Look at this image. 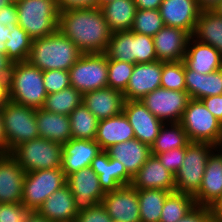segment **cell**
Segmentation results:
<instances>
[{
	"mask_svg": "<svg viewBox=\"0 0 222 222\" xmlns=\"http://www.w3.org/2000/svg\"><path fill=\"white\" fill-rule=\"evenodd\" d=\"M57 30L82 53H104L112 33L100 7L60 12Z\"/></svg>",
	"mask_w": 222,
	"mask_h": 222,
	"instance_id": "cell-1",
	"label": "cell"
},
{
	"mask_svg": "<svg viewBox=\"0 0 222 222\" xmlns=\"http://www.w3.org/2000/svg\"><path fill=\"white\" fill-rule=\"evenodd\" d=\"M82 54L69 38L56 30L49 36L32 41L27 61L42 71H69Z\"/></svg>",
	"mask_w": 222,
	"mask_h": 222,
	"instance_id": "cell-2",
	"label": "cell"
},
{
	"mask_svg": "<svg viewBox=\"0 0 222 222\" xmlns=\"http://www.w3.org/2000/svg\"><path fill=\"white\" fill-rule=\"evenodd\" d=\"M9 100L31 108H42L47 97L43 71L28 61L13 63L8 81Z\"/></svg>",
	"mask_w": 222,
	"mask_h": 222,
	"instance_id": "cell-3",
	"label": "cell"
},
{
	"mask_svg": "<svg viewBox=\"0 0 222 222\" xmlns=\"http://www.w3.org/2000/svg\"><path fill=\"white\" fill-rule=\"evenodd\" d=\"M18 25L34 40L57 30L59 11L56 0H15Z\"/></svg>",
	"mask_w": 222,
	"mask_h": 222,
	"instance_id": "cell-4",
	"label": "cell"
},
{
	"mask_svg": "<svg viewBox=\"0 0 222 222\" xmlns=\"http://www.w3.org/2000/svg\"><path fill=\"white\" fill-rule=\"evenodd\" d=\"M190 142L222 146V123L201 100L190 99L180 121Z\"/></svg>",
	"mask_w": 222,
	"mask_h": 222,
	"instance_id": "cell-5",
	"label": "cell"
},
{
	"mask_svg": "<svg viewBox=\"0 0 222 222\" xmlns=\"http://www.w3.org/2000/svg\"><path fill=\"white\" fill-rule=\"evenodd\" d=\"M62 154V144L40 137L19 144L10 152L25 173L61 168Z\"/></svg>",
	"mask_w": 222,
	"mask_h": 222,
	"instance_id": "cell-6",
	"label": "cell"
},
{
	"mask_svg": "<svg viewBox=\"0 0 222 222\" xmlns=\"http://www.w3.org/2000/svg\"><path fill=\"white\" fill-rule=\"evenodd\" d=\"M7 154L19 144L39 138L36 109L9 100L2 108Z\"/></svg>",
	"mask_w": 222,
	"mask_h": 222,
	"instance_id": "cell-7",
	"label": "cell"
},
{
	"mask_svg": "<svg viewBox=\"0 0 222 222\" xmlns=\"http://www.w3.org/2000/svg\"><path fill=\"white\" fill-rule=\"evenodd\" d=\"M216 148L210 143L190 142L175 176V191L194 196L200 189L208 157Z\"/></svg>",
	"mask_w": 222,
	"mask_h": 222,
	"instance_id": "cell-8",
	"label": "cell"
},
{
	"mask_svg": "<svg viewBox=\"0 0 222 222\" xmlns=\"http://www.w3.org/2000/svg\"><path fill=\"white\" fill-rule=\"evenodd\" d=\"M71 87L81 94L108 86V58L105 53H83L69 69Z\"/></svg>",
	"mask_w": 222,
	"mask_h": 222,
	"instance_id": "cell-9",
	"label": "cell"
},
{
	"mask_svg": "<svg viewBox=\"0 0 222 222\" xmlns=\"http://www.w3.org/2000/svg\"><path fill=\"white\" fill-rule=\"evenodd\" d=\"M67 177L61 168L27 172L23 182L21 203L35 212L54 192L66 185Z\"/></svg>",
	"mask_w": 222,
	"mask_h": 222,
	"instance_id": "cell-10",
	"label": "cell"
},
{
	"mask_svg": "<svg viewBox=\"0 0 222 222\" xmlns=\"http://www.w3.org/2000/svg\"><path fill=\"white\" fill-rule=\"evenodd\" d=\"M191 98L186 91L157 88L141 101L163 123L180 122Z\"/></svg>",
	"mask_w": 222,
	"mask_h": 222,
	"instance_id": "cell-11",
	"label": "cell"
},
{
	"mask_svg": "<svg viewBox=\"0 0 222 222\" xmlns=\"http://www.w3.org/2000/svg\"><path fill=\"white\" fill-rule=\"evenodd\" d=\"M66 184L73 194L77 213L101 203L105 195L100 187L98 175L90 166L67 176Z\"/></svg>",
	"mask_w": 222,
	"mask_h": 222,
	"instance_id": "cell-12",
	"label": "cell"
},
{
	"mask_svg": "<svg viewBox=\"0 0 222 222\" xmlns=\"http://www.w3.org/2000/svg\"><path fill=\"white\" fill-rule=\"evenodd\" d=\"M123 113L133 127L135 138L151 147L164 123L141 100H125Z\"/></svg>",
	"mask_w": 222,
	"mask_h": 222,
	"instance_id": "cell-13",
	"label": "cell"
},
{
	"mask_svg": "<svg viewBox=\"0 0 222 222\" xmlns=\"http://www.w3.org/2000/svg\"><path fill=\"white\" fill-rule=\"evenodd\" d=\"M101 204L111 219L140 222L138 189L131 185L105 193Z\"/></svg>",
	"mask_w": 222,
	"mask_h": 222,
	"instance_id": "cell-14",
	"label": "cell"
},
{
	"mask_svg": "<svg viewBox=\"0 0 222 222\" xmlns=\"http://www.w3.org/2000/svg\"><path fill=\"white\" fill-rule=\"evenodd\" d=\"M222 195V146L209 155L202 184L193 196L196 205L211 208Z\"/></svg>",
	"mask_w": 222,
	"mask_h": 222,
	"instance_id": "cell-15",
	"label": "cell"
},
{
	"mask_svg": "<svg viewBox=\"0 0 222 222\" xmlns=\"http://www.w3.org/2000/svg\"><path fill=\"white\" fill-rule=\"evenodd\" d=\"M165 26L194 34L201 9L196 0H163L159 7Z\"/></svg>",
	"mask_w": 222,
	"mask_h": 222,
	"instance_id": "cell-16",
	"label": "cell"
},
{
	"mask_svg": "<svg viewBox=\"0 0 222 222\" xmlns=\"http://www.w3.org/2000/svg\"><path fill=\"white\" fill-rule=\"evenodd\" d=\"M162 61L136 63L130 76L125 100H141L146 94L161 87Z\"/></svg>",
	"mask_w": 222,
	"mask_h": 222,
	"instance_id": "cell-17",
	"label": "cell"
},
{
	"mask_svg": "<svg viewBox=\"0 0 222 222\" xmlns=\"http://www.w3.org/2000/svg\"><path fill=\"white\" fill-rule=\"evenodd\" d=\"M90 167L98 175L99 184L104 193L129 186L133 179L124 165L118 160L109 158L105 150L92 160Z\"/></svg>",
	"mask_w": 222,
	"mask_h": 222,
	"instance_id": "cell-18",
	"label": "cell"
},
{
	"mask_svg": "<svg viewBox=\"0 0 222 222\" xmlns=\"http://www.w3.org/2000/svg\"><path fill=\"white\" fill-rule=\"evenodd\" d=\"M135 189L175 191V176L167 170L156 155H150L130 184Z\"/></svg>",
	"mask_w": 222,
	"mask_h": 222,
	"instance_id": "cell-19",
	"label": "cell"
},
{
	"mask_svg": "<svg viewBox=\"0 0 222 222\" xmlns=\"http://www.w3.org/2000/svg\"><path fill=\"white\" fill-rule=\"evenodd\" d=\"M102 151L95 140L70 139L62 144L61 169L65 176L91 166L92 160Z\"/></svg>",
	"mask_w": 222,
	"mask_h": 222,
	"instance_id": "cell-20",
	"label": "cell"
},
{
	"mask_svg": "<svg viewBox=\"0 0 222 222\" xmlns=\"http://www.w3.org/2000/svg\"><path fill=\"white\" fill-rule=\"evenodd\" d=\"M25 175L10 154H0V204L21 203Z\"/></svg>",
	"mask_w": 222,
	"mask_h": 222,
	"instance_id": "cell-21",
	"label": "cell"
},
{
	"mask_svg": "<svg viewBox=\"0 0 222 222\" xmlns=\"http://www.w3.org/2000/svg\"><path fill=\"white\" fill-rule=\"evenodd\" d=\"M191 35L180 28L164 26L153 36L158 61H183Z\"/></svg>",
	"mask_w": 222,
	"mask_h": 222,
	"instance_id": "cell-22",
	"label": "cell"
},
{
	"mask_svg": "<svg viewBox=\"0 0 222 222\" xmlns=\"http://www.w3.org/2000/svg\"><path fill=\"white\" fill-rule=\"evenodd\" d=\"M82 103L100 121L122 113L125 98L121 91L107 86L82 94Z\"/></svg>",
	"mask_w": 222,
	"mask_h": 222,
	"instance_id": "cell-23",
	"label": "cell"
},
{
	"mask_svg": "<svg viewBox=\"0 0 222 222\" xmlns=\"http://www.w3.org/2000/svg\"><path fill=\"white\" fill-rule=\"evenodd\" d=\"M185 65L198 73L208 74L222 68V56L209 44L190 37L184 56Z\"/></svg>",
	"mask_w": 222,
	"mask_h": 222,
	"instance_id": "cell-24",
	"label": "cell"
},
{
	"mask_svg": "<svg viewBox=\"0 0 222 222\" xmlns=\"http://www.w3.org/2000/svg\"><path fill=\"white\" fill-rule=\"evenodd\" d=\"M36 212L50 222H75L78 214L67 184L52 193Z\"/></svg>",
	"mask_w": 222,
	"mask_h": 222,
	"instance_id": "cell-25",
	"label": "cell"
},
{
	"mask_svg": "<svg viewBox=\"0 0 222 222\" xmlns=\"http://www.w3.org/2000/svg\"><path fill=\"white\" fill-rule=\"evenodd\" d=\"M105 151L109 158L120 161L132 177L151 155L150 146L136 138L111 145Z\"/></svg>",
	"mask_w": 222,
	"mask_h": 222,
	"instance_id": "cell-26",
	"label": "cell"
},
{
	"mask_svg": "<svg viewBox=\"0 0 222 222\" xmlns=\"http://www.w3.org/2000/svg\"><path fill=\"white\" fill-rule=\"evenodd\" d=\"M134 138L133 127L122 112L119 115L99 121L95 141L100 145L102 150H106L111 145Z\"/></svg>",
	"mask_w": 222,
	"mask_h": 222,
	"instance_id": "cell-27",
	"label": "cell"
},
{
	"mask_svg": "<svg viewBox=\"0 0 222 222\" xmlns=\"http://www.w3.org/2000/svg\"><path fill=\"white\" fill-rule=\"evenodd\" d=\"M36 122L40 138L60 144H65L72 139L68 115L57 114L39 108L36 109Z\"/></svg>",
	"mask_w": 222,
	"mask_h": 222,
	"instance_id": "cell-28",
	"label": "cell"
},
{
	"mask_svg": "<svg viewBox=\"0 0 222 222\" xmlns=\"http://www.w3.org/2000/svg\"><path fill=\"white\" fill-rule=\"evenodd\" d=\"M186 92L191 99L201 100L208 96L222 94V68L208 74H201L185 65Z\"/></svg>",
	"mask_w": 222,
	"mask_h": 222,
	"instance_id": "cell-29",
	"label": "cell"
},
{
	"mask_svg": "<svg viewBox=\"0 0 222 222\" xmlns=\"http://www.w3.org/2000/svg\"><path fill=\"white\" fill-rule=\"evenodd\" d=\"M110 31H130L137 11L134 0H113L100 6Z\"/></svg>",
	"mask_w": 222,
	"mask_h": 222,
	"instance_id": "cell-30",
	"label": "cell"
},
{
	"mask_svg": "<svg viewBox=\"0 0 222 222\" xmlns=\"http://www.w3.org/2000/svg\"><path fill=\"white\" fill-rule=\"evenodd\" d=\"M192 36L214 47L222 56V16L212 10H201Z\"/></svg>",
	"mask_w": 222,
	"mask_h": 222,
	"instance_id": "cell-31",
	"label": "cell"
},
{
	"mask_svg": "<svg viewBox=\"0 0 222 222\" xmlns=\"http://www.w3.org/2000/svg\"><path fill=\"white\" fill-rule=\"evenodd\" d=\"M190 143L180 122L164 123L155 142L151 145V154L156 155L172 149L186 147Z\"/></svg>",
	"mask_w": 222,
	"mask_h": 222,
	"instance_id": "cell-32",
	"label": "cell"
},
{
	"mask_svg": "<svg viewBox=\"0 0 222 222\" xmlns=\"http://www.w3.org/2000/svg\"><path fill=\"white\" fill-rule=\"evenodd\" d=\"M170 193L160 189H138L140 222H159L164 202Z\"/></svg>",
	"mask_w": 222,
	"mask_h": 222,
	"instance_id": "cell-33",
	"label": "cell"
},
{
	"mask_svg": "<svg viewBox=\"0 0 222 222\" xmlns=\"http://www.w3.org/2000/svg\"><path fill=\"white\" fill-rule=\"evenodd\" d=\"M72 139L95 140L99 120L81 103L69 115Z\"/></svg>",
	"mask_w": 222,
	"mask_h": 222,
	"instance_id": "cell-34",
	"label": "cell"
},
{
	"mask_svg": "<svg viewBox=\"0 0 222 222\" xmlns=\"http://www.w3.org/2000/svg\"><path fill=\"white\" fill-rule=\"evenodd\" d=\"M81 103L82 94L74 87H69L56 93L47 94L42 109L57 114L69 115Z\"/></svg>",
	"mask_w": 222,
	"mask_h": 222,
	"instance_id": "cell-35",
	"label": "cell"
},
{
	"mask_svg": "<svg viewBox=\"0 0 222 222\" xmlns=\"http://www.w3.org/2000/svg\"><path fill=\"white\" fill-rule=\"evenodd\" d=\"M104 53L108 59L134 63V32L117 31L111 33Z\"/></svg>",
	"mask_w": 222,
	"mask_h": 222,
	"instance_id": "cell-36",
	"label": "cell"
},
{
	"mask_svg": "<svg viewBox=\"0 0 222 222\" xmlns=\"http://www.w3.org/2000/svg\"><path fill=\"white\" fill-rule=\"evenodd\" d=\"M195 206L196 203L192 195L171 192L164 202L159 222H177Z\"/></svg>",
	"mask_w": 222,
	"mask_h": 222,
	"instance_id": "cell-37",
	"label": "cell"
},
{
	"mask_svg": "<svg viewBox=\"0 0 222 222\" xmlns=\"http://www.w3.org/2000/svg\"><path fill=\"white\" fill-rule=\"evenodd\" d=\"M10 31L5 42L6 55L13 63L27 61L33 39L19 25L10 26Z\"/></svg>",
	"mask_w": 222,
	"mask_h": 222,
	"instance_id": "cell-38",
	"label": "cell"
},
{
	"mask_svg": "<svg viewBox=\"0 0 222 222\" xmlns=\"http://www.w3.org/2000/svg\"><path fill=\"white\" fill-rule=\"evenodd\" d=\"M164 26L159 9H137L130 31L153 37Z\"/></svg>",
	"mask_w": 222,
	"mask_h": 222,
	"instance_id": "cell-39",
	"label": "cell"
},
{
	"mask_svg": "<svg viewBox=\"0 0 222 222\" xmlns=\"http://www.w3.org/2000/svg\"><path fill=\"white\" fill-rule=\"evenodd\" d=\"M161 88L186 91L184 61H162Z\"/></svg>",
	"mask_w": 222,
	"mask_h": 222,
	"instance_id": "cell-40",
	"label": "cell"
},
{
	"mask_svg": "<svg viewBox=\"0 0 222 222\" xmlns=\"http://www.w3.org/2000/svg\"><path fill=\"white\" fill-rule=\"evenodd\" d=\"M134 65L130 62L108 59V87L123 93L129 83Z\"/></svg>",
	"mask_w": 222,
	"mask_h": 222,
	"instance_id": "cell-41",
	"label": "cell"
},
{
	"mask_svg": "<svg viewBox=\"0 0 222 222\" xmlns=\"http://www.w3.org/2000/svg\"><path fill=\"white\" fill-rule=\"evenodd\" d=\"M134 64L157 61L153 37L134 32Z\"/></svg>",
	"mask_w": 222,
	"mask_h": 222,
	"instance_id": "cell-42",
	"label": "cell"
},
{
	"mask_svg": "<svg viewBox=\"0 0 222 222\" xmlns=\"http://www.w3.org/2000/svg\"><path fill=\"white\" fill-rule=\"evenodd\" d=\"M43 82L47 94L59 92L71 87L69 71L66 70H48L43 71Z\"/></svg>",
	"mask_w": 222,
	"mask_h": 222,
	"instance_id": "cell-43",
	"label": "cell"
},
{
	"mask_svg": "<svg viewBox=\"0 0 222 222\" xmlns=\"http://www.w3.org/2000/svg\"><path fill=\"white\" fill-rule=\"evenodd\" d=\"M30 212L22 203L0 204V222H25Z\"/></svg>",
	"mask_w": 222,
	"mask_h": 222,
	"instance_id": "cell-44",
	"label": "cell"
},
{
	"mask_svg": "<svg viewBox=\"0 0 222 222\" xmlns=\"http://www.w3.org/2000/svg\"><path fill=\"white\" fill-rule=\"evenodd\" d=\"M156 156L162 165L175 175L182 166L185 156V147L172 149L160 154H156Z\"/></svg>",
	"mask_w": 222,
	"mask_h": 222,
	"instance_id": "cell-45",
	"label": "cell"
},
{
	"mask_svg": "<svg viewBox=\"0 0 222 222\" xmlns=\"http://www.w3.org/2000/svg\"><path fill=\"white\" fill-rule=\"evenodd\" d=\"M110 215L101 203L96 204L88 210L79 212L75 222H110Z\"/></svg>",
	"mask_w": 222,
	"mask_h": 222,
	"instance_id": "cell-46",
	"label": "cell"
},
{
	"mask_svg": "<svg viewBox=\"0 0 222 222\" xmlns=\"http://www.w3.org/2000/svg\"><path fill=\"white\" fill-rule=\"evenodd\" d=\"M177 222H216V220L211 212V208L196 205Z\"/></svg>",
	"mask_w": 222,
	"mask_h": 222,
	"instance_id": "cell-47",
	"label": "cell"
},
{
	"mask_svg": "<svg viewBox=\"0 0 222 222\" xmlns=\"http://www.w3.org/2000/svg\"><path fill=\"white\" fill-rule=\"evenodd\" d=\"M59 13L67 10L98 8L99 0H56Z\"/></svg>",
	"mask_w": 222,
	"mask_h": 222,
	"instance_id": "cell-48",
	"label": "cell"
},
{
	"mask_svg": "<svg viewBox=\"0 0 222 222\" xmlns=\"http://www.w3.org/2000/svg\"><path fill=\"white\" fill-rule=\"evenodd\" d=\"M0 23L4 26L18 25L17 7L15 0L0 9Z\"/></svg>",
	"mask_w": 222,
	"mask_h": 222,
	"instance_id": "cell-49",
	"label": "cell"
},
{
	"mask_svg": "<svg viewBox=\"0 0 222 222\" xmlns=\"http://www.w3.org/2000/svg\"><path fill=\"white\" fill-rule=\"evenodd\" d=\"M201 101L206 108L222 123V94L216 96H208Z\"/></svg>",
	"mask_w": 222,
	"mask_h": 222,
	"instance_id": "cell-50",
	"label": "cell"
},
{
	"mask_svg": "<svg viewBox=\"0 0 222 222\" xmlns=\"http://www.w3.org/2000/svg\"><path fill=\"white\" fill-rule=\"evenodd\" d=\"M12 65L13 62L8 56L0 52V78L9 81Z\"/></svg>",
	"mask_w": 222,
	"mask_h": 222,
	"instance_id": "cell-51",
	"label": "cell"
},
{
	"mask_svg": "<svg viewBox=\"0 0 222 222\" xmlns=\"http://www.w3.org/2000/svg\"><path fill=\"white\" fill-rule=\"evenodd\" d=\"M163 0H134L137 9H159Z\"/></svg>",
	"mask_w": 222,
	"mask_h": 222,
	"instance_id": "cell-52",
	"label": "cell"
},
{
	"mask_svg": "<svg viewBox=\"0 0 222 222\" xmlns=\"http://www.w3.org/2000/svg\"><path fill=\"white\" fill-rule=\"evenodd\" d=\"M9 101L8 80L0 78V109Z\"/></svg>",
	"mask_w": 222,
	"mask_h": 222,
	"instance_id": "cell-53",
	"label": "cell"
},
{
	"mask_svg": "<svg viewBox=\"0 0 222 222\" xmlns=\"http://www.w3.org/2000/svg\"><path fill=\"white\" fill-rule=\"evenodd\" d=\"M0 154H7V138L4 131L1 109H0Z\"/></svg>",
	"mask_w": 222,
	"mask_h": 222,
	"instance_id": "cell-54",
	"label": "cell"
},
{
	"mask_svg": "<svg viewBox=\"0 0 222 222\" xmlns=\"http://www.w3.org/2000/svg\"><path fill=\"white\" fill-rule=\"evenodd\" d=\"M10 26H4L0 23V52L6 55L5 42L7 41L8 34L10 33Z\"/></svg>",
	"mask_w": 222,
	"mask_h": 222,
	"instance_id": "cell-55",
	"label": "cell"
},
{
	"mask_svg": "<svg viewBox=\"0 0 222 222\" xmlns=\"http://www.w3.org/2000/svg\"><path fill=\"white\" fill-rule=\"evenodd\" d=\"M211 212L215 217L216 222H222V195L211 207Z\"/></svg>",
	"mask_w": 222,
	"mask_h": 222,
	"instance_id": "cell-56",
	"label": "cell"
},
{
	"mask_svg": "<svg viewBox=\"0 0 222 222\" xmlns=\"http://www.w3.org/2000/svg\"><path fill=\"white\" fill-rule=\"evenodd\" d=\"M201 10H212V8L221 0H196Z\"/></svg>",
	"mask_w": 222,
	"mask_h": 222,
	"instance_id": "cell-57",
	"label": "cell"
},
{
	"mask_svg": "<svg viewBox=\"0 0 222 222\" xmlns=\"http://www.w3.org/2000/svg\"><path fill=\"white\" fill-rule=\"evenodd\" d=\"M25 222H50L46 218L39 215L36 211L30 212Z\"/></svg>",
	"mask_w": 222,
	"mask_h": 222,
	"instance_id": "cell-58",
	"label": "cell"
},
{
	"mask_svg": "<svg viewBox=\"0 0 222 222\" xmlns=\"http://www.w3.org/2000/svg\"><path fill=\"white\" fill-rule=\"evenodd\" d=\"M212 11H214L217 15L222 16V0L218 2L213 8Z\"/></svg>",
	"mask_w": 222,
	"mask_h": 222,
	"instance_id": "cell-59",
	"label": "cell"
},
{
	"mask_svg": "<svg viewBox=\"0 0 222 222\" xmlns=\"http://www.w3.org/2000/svg\"><path fill=\"white\" fill-rule=\"evenodd\" d=\"M14 0H0V9L8 4H10L11 2H13Z\"/></svg>",
	"mask_w": 222,
	"mask_h": 222,
	"instance_id": "cell-60",
	"label": "cell"
},
{
	"mask_svg": "<svg viewBox=\"0 0 222 222\" xmlns=\"http://www.w3.org/2000/svg\"><path fill=\"white\" fill-rule=\"evenodd\" d=\"M110 1H113V0H99V7L102 5V4H105V3H108Z\"/></svg>",
	"mask_w": 222,
	"mask_h": 222,
	"instance_id": "cell-61",
	"label": "cell"
},
{
	"mask_svg": "<svg viewBox=\"0 0 222 222\" xmlns=\"http://www.w3.org/2000/svg\"><path fill=\"white\" fill-rule=\"evenodd\" d=\"M110 222H124V221H121V220H118V219H111Z\"/></svg>",
	"mask_w": 222,
	"mask_h": 222,
	"instance_id": "cell-62",
	"label": "cell"
}]
</instances>
